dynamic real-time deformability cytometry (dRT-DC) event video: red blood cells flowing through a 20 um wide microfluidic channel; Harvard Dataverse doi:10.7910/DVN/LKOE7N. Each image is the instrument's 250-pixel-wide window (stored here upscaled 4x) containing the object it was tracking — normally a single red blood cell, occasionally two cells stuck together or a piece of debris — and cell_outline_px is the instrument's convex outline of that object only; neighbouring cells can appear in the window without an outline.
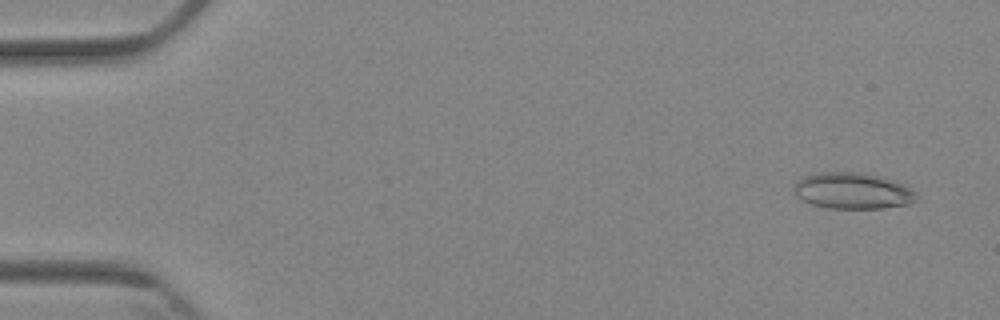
{"species": "Egyptian fruit bat (a non-hibernating species)", "species_latin": "Rousettus aegyptiacus", "temperature_condition": "cold", "stored_images_in_passage": 8, "camera_frame_rate_fps": 3000, "um_per_image_px": 0.085, "animal": {"sex": "female"}, "frame": {"image": 1, "passage_image": 1, "time_ms": 0.0, "image_size_px": [1000, 320], "cell_outline_px": [[920, 200], [908, 204], [884, 208], [828, 208], [812, 204], [796, 196], [792, 188], [796, 180], [804, 176], [816, 172], [860, 172], [880, 176], [904, 184], [912, 188], [916, 192]], "centroid_in_image_um": [72.49, 16.21], "position_along_channel_um": 12.5, "area_um2": 26.24}}
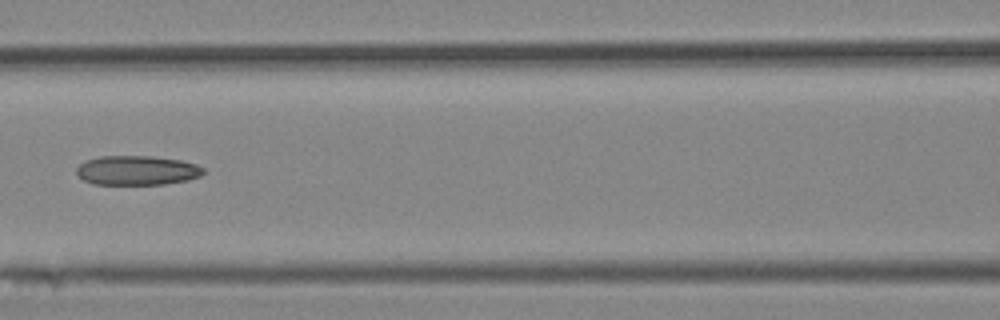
{"frame": {"image": 2, "passage_image": 7, "time_ms": 7.0, "image_size_px": [1000, 320], "cell_outline_px": [[204, 172], [200, 176], [188, 180], [164, 184], [92, 184], [84, 180], [76, 172], [76, 168], [84, 160], [100, 156], [152, 156], [180, 160], [196, 164], [204, 168]], "centroid_in_image_um": [11.64, 14.48], "position_along_channel_um": 155.0, "area_um2": 21.79}}
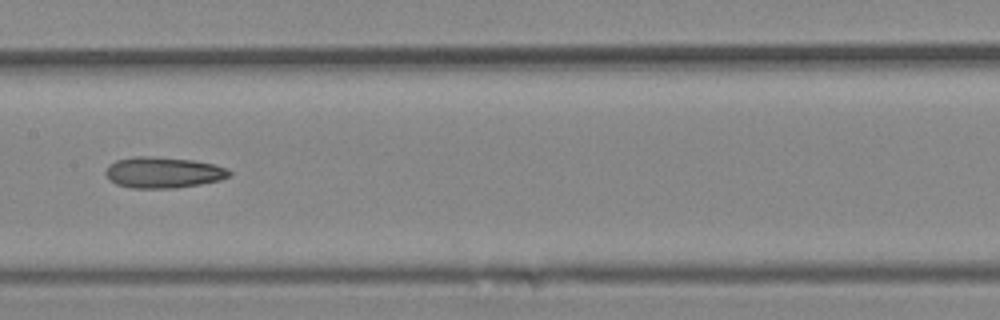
{"frame": {"image": 3, "passage_image": 8, "time_ms": 8.0, "image_size_px": [1000, 320], "cell_outline_px": [[232, 172], [228, 176], [220, 180], [200, 184], [176, 188], [132, 188], [116, 184], [108, 180], [104, 172], [108, 164], [116, 160], [132, 156], [156, 156], [192, 160], [216, 164], [228, 168]], "centroid_in_image_um": [13.84, 14.65], "position_along_channel_um": 193.6, "area_um2": 22.72}}